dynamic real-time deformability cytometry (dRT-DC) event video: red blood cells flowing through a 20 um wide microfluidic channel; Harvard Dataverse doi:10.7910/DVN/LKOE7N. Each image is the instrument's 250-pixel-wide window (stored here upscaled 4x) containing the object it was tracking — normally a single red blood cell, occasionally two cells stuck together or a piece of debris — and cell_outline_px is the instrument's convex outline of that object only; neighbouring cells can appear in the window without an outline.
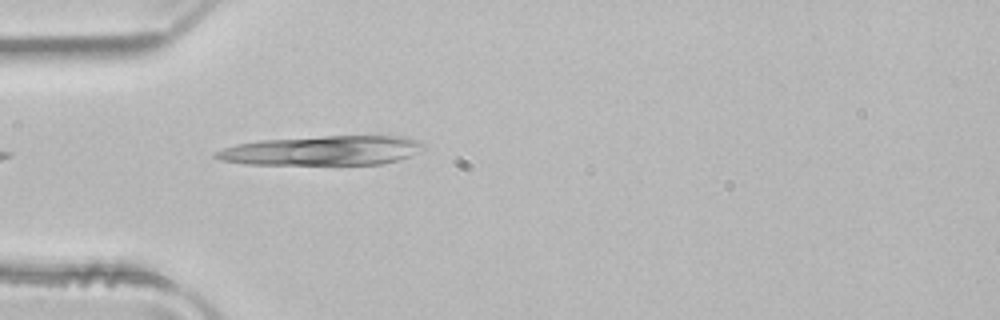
{"species": "common noctule bat (a hibernating species)", "species_latin": "Nyctalus noctula", "temperature_condition": "room temperature", "stored_images_in_passage": 5, "camera_frame_rate_fps": 3000, "um_per_image_px": 0.085, "animal": {"sex": "male", "body_mass_g": 21.5, "forearm_length_mm": 52.0}, "frame": {"image": 1, "passage_image": 1, "time_ms": 0.0, "image_size_px": [1000, 320], "cell_outline_px": [[424, 148], [408, 156], [396, 160], [380, 164], [244, 164], [220, 160], [212, 156], [212, 152], [236, 144], [260, 140], [324, 136], [400, 136], [420, 140], [424, 144]], "centroid_in_image_um": [27.34, 12.79], "position_along_channel_um": 57.7, "area_um2": 35.55}}